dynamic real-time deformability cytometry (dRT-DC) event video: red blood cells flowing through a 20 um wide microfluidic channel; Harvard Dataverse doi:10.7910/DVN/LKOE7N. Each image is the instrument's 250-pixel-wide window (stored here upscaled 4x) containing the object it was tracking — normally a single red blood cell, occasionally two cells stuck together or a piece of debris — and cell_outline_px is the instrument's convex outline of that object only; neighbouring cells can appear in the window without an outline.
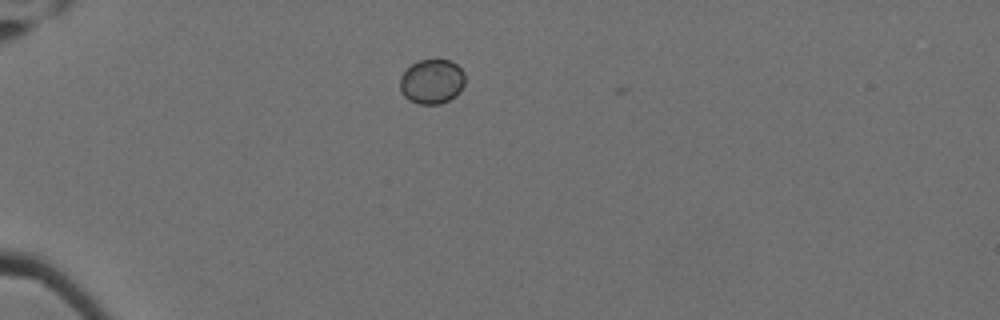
{"species": "Egyptian fruit bat (a non-hibernating species)", "species_latin": "Rousettus aegyptiacus", "temperature_condition": "cold", "stored_images_in_passage": 3, "camera_frame_rate_fps": 3000, "um_per_image_px": 0.085, "animal": {"sex": "female"}, "frame": {"image": 1, "passage_image": 2, "time_ms": 0.333, "image_size_px": [1000, 320], "cell_outline_px": [[464, 84], [460, 92], [456, 96], [440, 104], [420, 104], [408, 100], [404, 96], [400, 88], [400, 76], [412, 64], [420, 60], [436, 56], [452, 60], [464, 72]], "centroid_in_image_um": [36.73, 6.89], "position_along_channel_um": 48.3, "area_um2": 17.4}}